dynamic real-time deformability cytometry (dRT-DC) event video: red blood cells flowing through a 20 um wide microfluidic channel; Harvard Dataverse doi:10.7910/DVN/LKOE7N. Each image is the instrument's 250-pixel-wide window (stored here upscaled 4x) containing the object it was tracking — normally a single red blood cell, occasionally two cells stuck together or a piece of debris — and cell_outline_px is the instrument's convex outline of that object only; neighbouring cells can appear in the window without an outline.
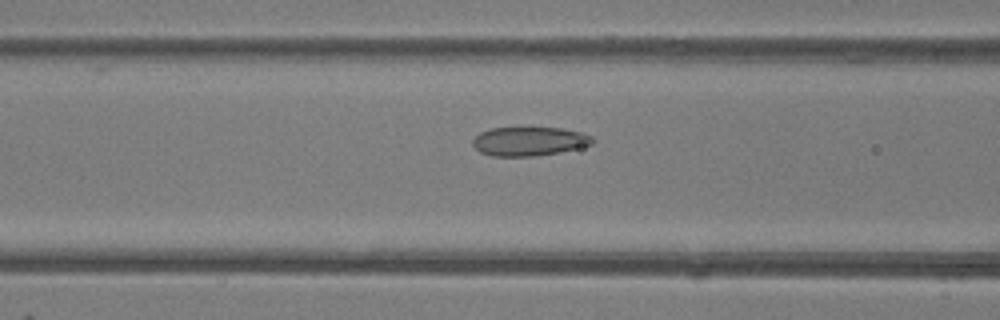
{"species": "common noctule bat (a hibernating species)", "species_latin": "Nyctalus noctula", "temperature_condition": "room temperature", "stored_images_in_passage": 37, "camera_frame_rate_fps": 3000, "um_per_image_px": 0.085, "animal": {"sex": "female"}, "frame": {"image": 1, "passage_image": 8, "time_ms": 2.333, "image_size_px": [1000, 320], "cell_outline_px": [[592, 144], [576, 148], [556, 152], [532, 156], [492, 156], [480, 152], [472, 144], [472, 140], [480, 132], [492, 128], [560, 128], [580, 132], [592, 136]], "centroid_in_image_um": [44.93, 12.01], "position_along_channel_um": 121.7, "area_um2": 19.83}}
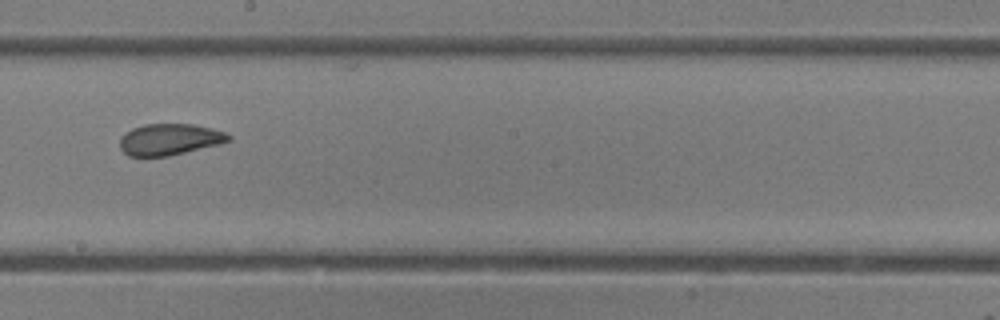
{"frame": {"image": 2, "passage_image": 16, "time_ms": 5.0, "image_size_px": [1000, 320], "cell_outline_px": [[232, 140], [220, 144], [168, 156], [128, 156], [120, 148], [120, 136], [132, 128], [144, 124], [192, 124], [212, 128], [224, 132], [232, 136]], "centroid_in_image_um": [14.42, 11.84], "position_along_channel_um": 233.8, "area_um2": 19.94}}
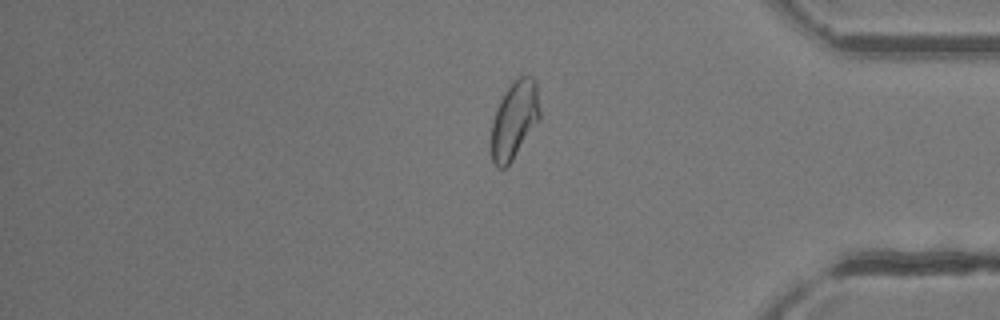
{"frame": {"image": 3, "passage_image": 29, "time_ms": 9.333, "image_size_px": [1000, 320], "cell_outline_px": [[540, 120], [512, 160], [504, 168], [496, 168], [492, 160], [492, 120], [496, 108], [504, 92], [520, 76], [532, 76], [536, 80], [540, 112]], "centroid_in_image_um": [43.73, 10.19], "position_along_channel_um": 391.5, "area_um2": 21.85}, "authors_computed_cell_mechanics": {"area_um2": 20.8658, "velocity_mm_per_s": 4.2072, "shape_relaxation_time_tau1_ms": 4.554, "shape_relaxation_time_tau2_ms": 1.411, "deformation_change_tau1": 0.0973, "deformation_change_tau2": 0.0755}}